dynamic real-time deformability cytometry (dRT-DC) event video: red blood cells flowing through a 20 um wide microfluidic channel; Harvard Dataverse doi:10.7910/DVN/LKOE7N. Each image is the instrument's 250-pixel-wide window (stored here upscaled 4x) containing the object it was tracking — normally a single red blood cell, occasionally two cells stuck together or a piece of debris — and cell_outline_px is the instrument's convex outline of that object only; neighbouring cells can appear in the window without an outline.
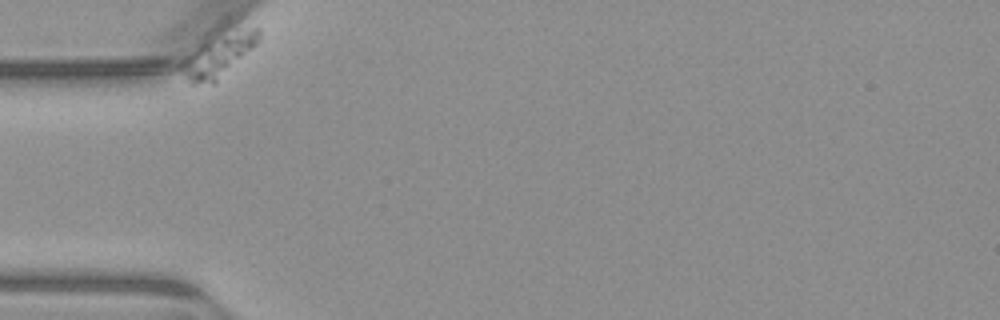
{"species": "common noctule bat (a hibernating species)", "species_latin": "Nyctalus noctula", "temperature_condition": "warm", "stored_images_in_passage": 44, "camera_frame_rate_fps": 3000, "um_per_image_px": 0.085, "animal": {"sex": "male", "body_mass_g": 23.1, "forearm_length_mm": 52.7}, "frame": {"image": 1, "passage_image": 1, "time_ms": 0.0, "image_size_px": [1000, 320], "cell_outline_px": [[260, 40], [216, 84], [192, 84], [188, 80], [180, 68], [180, 64], [184, 60], [224, 40], [252, 28], [260, 28]], "centroid_in_image_um": [18.64, 4.95], "position_along_channel_um": 66.4, "area_um2": 16.18}}
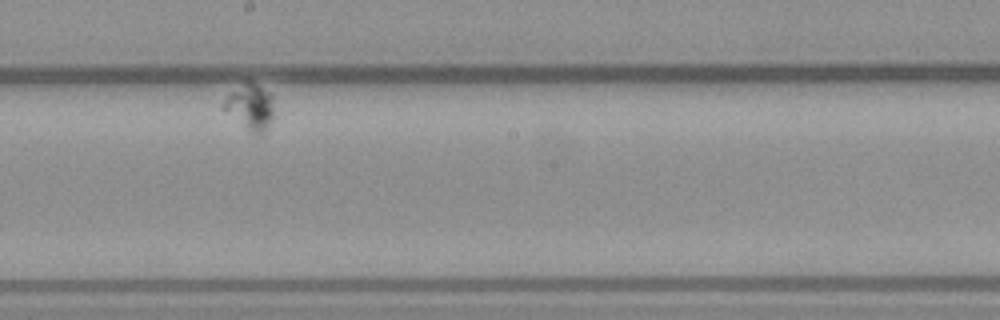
{"frame": {"image": 2, "passage_image": 26, "time_ms": 8.333, "image_size_px": [1000, 320], "cell_outline_px": [[272, 116], [268, 124], [260, 132], [252, 132], [220, 108], [228, 96], [232, 92], [248, 80], [256, 84], [268, 92], [272, 96]], "centroid_in_image_um": [21.24, 9.04], "position_along_channel_um": 227.0, "area_um2": 12.6}}
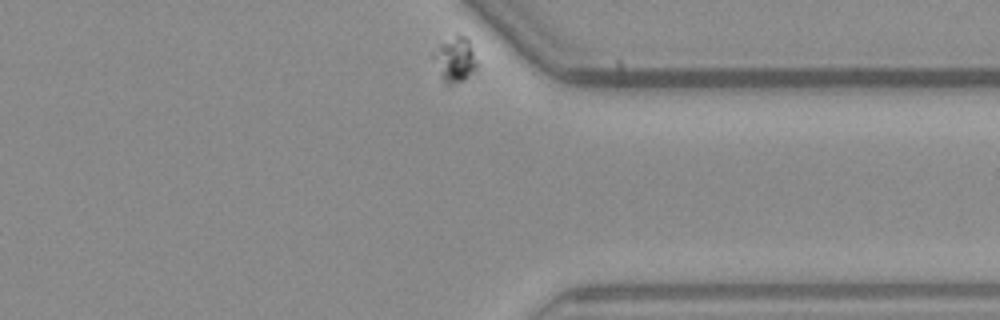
{"frame": {"image": 3, "passage_image": 44, "time_ms": 14.333, "image_size_px": [1000, 320], "cell_outline_px": [[476, 72], [464, 80], [452, 84], [444, 84], [432, 60], [432, 52], [440, 44], [456, 32], [464, 36], [468, 40], [476, 60]], "centroid_in_image_um": [38.64, 5.06], "position_along_channel_um": 372.8, "area_um2": 11.68}}